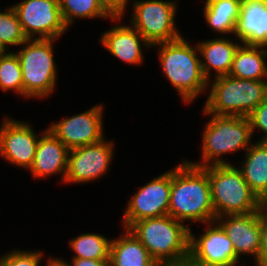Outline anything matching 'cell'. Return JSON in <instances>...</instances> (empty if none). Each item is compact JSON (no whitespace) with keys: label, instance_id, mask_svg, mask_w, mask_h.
I'll return each mask as SVG.
<instances>
[{"label":"cell","instance_id":"ba28073f","mask_svg":"<svg viewBox=\"0 0 267 266\" xmlns=\"http://www.w3.org/2000/svg\"><path fill=\"white\" fill-rule=\"evenodd\" d=\"M132 27L150 46L181 37L175 27L176 2L162 0L135 1Z\"/></svg>","mask_w":267,"mask_h":266},{"label":"cell","instance_id":"f1b7e54d","mask_svg":"<svg viewBox=\"0 0 267 266\" xmlns=\"http://www.w3.org/2000/svg\"><path fill=\"white\" fill-rule=\"evenodd\" d=\"M252 134L255 129H260L265 135L258 142L267 143V95L264 100L248 116Z\"/></svg>","mask_w":267,"mask_h":266},{"label":"cell","instance_id":"484cf974","mask_svg":"<svg viewBox=\"0 0 267 266\" xmlns=\"http://www.w3.org/2000/svg\"><path fill=\"white\" fill-rule=\"evenodd\" d=\"M0 89H13L24 97L21 65L15 52L5 53L0 57Z\"/></svg>","mask_w":267,"mask_h":266},{"label":"cell","instance_id":"277c9868","mask_svg":"<svg viewBox=\"0 0 267 266\" xmlns=\"http://www.w3.org/2000/svg\"><path fill=\"white\" fill-rule=\"evenodd\" d=\"M208 174L215 219L225 215L257 212L260 199L232 164L203 167Z\"/></svg>","mask_w":267,"mask_h":266},{"label":"cell","instance_id":"83f0119b","mask_svg":"<svg viewBox=\"0 0 267 266\" xmlns=\"http://www.w3.org/2000/svg\"><path fill=\"white\" fill-rule=\"evenodd\" d=\"M42 252L13 250L0 258V266H39Z\"/></svg>","mask_w":267,"mask_h":266},{"label":"cell","instance_id":"f546056e","mask_svg":"<svg viewBox=\"0 0 267 266\" xmlns=\"http://www.w3.org/2000/svg\"><path fill=\"white\" fill-rule=\"evenodd\" d=\"M257 216L260 224L261 238L259 257L255 264L257 266H267V212L260 206L257 210Z\"/></svg>","mask_w":267,"mask_h":266},{"label":"cell","instance_id":"4316f807","mask_svg":"<svg viewBox=\"0 0 267 266\" xmlns=\"http://www.w3.org/2000/svg\"><path fill=\"white\" fill-rule=\"evenodd\" d=\"M27 39L18 16L12 7L0 12V43L7 49V45H22Z\"/></svg>","mask_w":267,"mask_h":266},{"label":"cell","instance_id":"603a6c76","mask_svg":"<svg viewBox=\"0 0 267 266\" xmlns=\"http://www.w3.org/2000/svg\"><path fill=\"white\" fill-rule=\"evenodd\" d=\"M242 0H206L204 17L207 24L222 34L235 33Z\"/></svg>","mask_w":267,"mask_h":266},{"label":"cell","instance_id":"e0dca14e","mask_svg":"<svg viewBox=\"0 0 267 266\" xmlns=\"http://www.w3.org/2000/svg\"><path fill=\"white\" fill-rule=\"evenodd\" d=\"M235 35L247 45L267 47V0H242Z\"/></svg>","mask_w":267,"mask_h":266},{"label":"cell","instance_id":"836d02e7","mask_svg":"<svg viewBox=\"0 0 267 266\" xmlns=\"http://www.w3.org/2000/svg\"><path fill=\"white\" fill-rule=\"evenodd\" d=\"M46 266H70V264L66 263L64 260H60L58 258H49Z\"/></svg>","mask_w":267,"mask_h":266},{"label":"cell","instance_id":"9c48e42d","mask_svg":"<svg viewBox=\"0 0 267 266\" xmlns=\"http://www.w3.org/2000/svg\"><path fill=\"white\" fill-rule=\"evenodd\" d=\"M27 39H55L68 27L65 25L58 0H24L13 5Z\"/></svg>","mask_w":267,"mask_h":266},{"label":"cell","instance_id":"4dcf8cb0","mask_svg":"<svg viewBox=\"0 0 267 266\" xmlns=\"http://www.w3.org/2000/svg\"><path fill=\"white\" fill-rule=\"evenodd\" d=\"M105 5L115 14L122 15L126 11L125 8L127 6L128 0H102Z\"/></svg>","mask_w":267,"mask_h":266},{"label":"cell","instance_id":"7a4b0ae2","mask_svg":"<svg viewBox=\"0 0 267 266\" xmlns=\"http://www.w3.org/2000/svg\"><path fill=\"white\" fill-rule=\"evenodd\" d=\"M128 229L158 264L178 266L189 254L190 228L170 215L142 219Z\"/></svg>","mask_w":267,"mask_h":266},{"label":"cell","instance_id":"cb8c5ba5","mask_svg":"<svg viewBox=\"0 0 267 266\" xmlns=\"http://www.w3.org/2000/svg\"><path fill=\"white\" fill-rule=\"evenodd\" d=\"M63 21L67 27L73 18L110 17L114 22L122 15H115L102 0H58Z\"/></svg>","mask_w":267,"mask_h":266},{"label":"cell","instance_id":"ac0fdd59","mask_svg":"<svg viewBox=\"0 0 267 266\" xmlns=\"http://www.w3.org/2000/svg\"><path fill=\"white\" fill-rule=\"evenodd\" d=\"M100 42L113 56L132 65L143 62L141 44L147 49L151 47L136 29L124 25L104 32Z\"/></svg>","mask_w":267,"mask_h":266},{"label":"cell","instance_id":"5b68a950","mask_svg":"<svg viewBox=\"0 0 267 266\" xmlns=\"http://www.w3.org/2000/svg\"><path fill=\"white\" fill-rule=\"evenodd\" d=\"M203 113L248 117L267 95V80L214 77Z\"/></svg>","mask_w":267,"mask_h":266},{"label":"cell","instance_id":"e575fe53","mask_svg":"<svg viewBox=\"0 0 267 266\" xmlns=\"http://www.w3.org/2000/svg\"><path fill=\"white\" fill-rule=\"evenodd\" d=\"M260 206L267 212V194L260 200Z\"/></svg>","mask_w":267,"mask_h":266},{"label":"cell","instance_id":"8fae6325","mask_svg":"<svg viewBox=\"0 0 267 266\" xmlns=\"http://www.w3.org/2000/svg\"><path fill=\"white\" fill-rule=\"evenodd\" d=\"M113 158V142L104 138L95 144L69 151L65 182L85 183L108 171Z\"/></svg>","mask_w":267,"mask_h":266},{"label":"cell","instance_id":"44dd1931","mask_svg":"<svg viewBox=\"0 0 267 266\" xmlns=\"http://www.w3.org/2000/svg\"><path fill=\"white\" fill-rule=\"evenodd\" d=\"M266 58L267 47L243 43L235 53L229 75L240 79L264 80L267 78Z\"/></svg>","mask_w":267,"mask_h":266},{"label":"cell","instance_id":"52a82bcc","mask_svg":"<svg viewBox=\"0 0 267 266\" xmlns=\"http://www.w3.org/2000/svg\"><path fill=\"white\" fill-rule=\"evenodd\" d=\"M55 39H28L21 51L15 52L22 71L24 97H47L56 85V65L53 55ZM28 44V45H27Z\"/></svg>","mask_w":267,"mask_h":266},{"label":"cell","instance_id":"8992f818","mask_svg":"<svg viewBox=\"0 0 267 266\" xmlns=\"http://www.w3.org/2000/svg\"><path fill=\"white\" fill-rule=\"evenodd\" d=\"M206 124L202 137V162L189 164L196 167L229 164L220 157L229 152L248 149L252 134L248 117L215 115ZM211 162V163H210Z\"/></svg>","mask_w":267,"mask_h":266},{"label":"cell","instance_id":"6da1fadb","mask_svg":"<svg viewBox=\"0 0 267 266\" xmlns=\"http://www.w3.org/2000/svg\"><path fill=\"white\" fill-rule=\"evenodd\" d=\"M168 215L184 222H215V211L207 172L184 160L171 170Z\"/></svg>","mask_w":267,"mask_h":266},{"label":"cell","instance_id":"4fadbf2b","mask_svg":"<svg viewBox=\"0 0 267 266\" xmlns=\"http://www.w3.org/2000/svg\"><path fill=\"white\" fill-rule=\"evenodd\" d=\"M38 141L32 127L23 121L5 118L0 127V155L21 168L32 166Z\"/></svg>","mask_w":267,"mask_h":266},{"label":"cell","instance_id":"d6a6232c","mask_svg":"<svg viewBox=\"0 0 267 266\" xmlns=\"http://www.w3.org/2000/svg\"><path fill=\"white\" fill-rule=\"evenodd\" d=\"M178 266H223L220 264L207 263L194 258L190 253L181 261Z\"/></svg>","mask_w":267,"mask_h":266},{"label":"cell","instance_id":"5bb4252c","mask_svg":"<svg viewBox=\"0 0 267 266\" xmlns=\"http://www.w3.org/2000/svg\"><path fill=\"white\" fill-rule=\"evenodd\" d=\"M213 223H208V230H204L205 233L200 238H196L190 230L189 253L207 263L237 266L239 258L232 242L223 228L218 223L215 226Z\"/></svg>","mask_w":267,"mask_h":266},{"label":"cell","instance_id":"1f68e13d","mask_svg":"<svg viewBox=\"0 0 267 266\" xmlns=\"http://www.w3.org/2000/svg\"><path fill=\"white\" fill-rule=\"evenodd\" d=\"M70 266H109V260L73 259Z\"/></svg>","mask_w":267,"mask_h":266},{"label":"cell","instance_id":"3957f363","mask_svg":"<svg viewBox=\"0 0 267 266\" xmlns=\"http://www.w3.org/2000/svg\"><path fill=\"white\" fill-rule=\"evenodd\" d=\"M156 45L161 48L159 60L163 72L184 102H192L209 87L207 86L209 85L208 80L204 77L201 69L197 46L192 48L193 46L182 36L176 40Z\"/></svg>","mask_w":267,"mask_h":266},{"label":"cell","instance_id":"7402d4cb","mask_svg":"<svg viewBox=\"0 0 267 266\" xmlns=\"http://www.w3.org/2000/svg\"><path fill=\"white\" fill-rule=\"evenodd\" d=\"M241 172L251 190L261 200L267 194V143L256 142L245 150Z\"/></svg>","mask_w":267,"mask_h":266},{"label":"cell","instance_id":"2e32d148","mask_svg":"<svg viewBox=\"0 0 267 266\" xmlns=\"http://www.w3.org/2000/svg\"><path fill=\"white\" fill-rule=\"evenodd\" d=\"M34 161L29 170L33 177L62 174L65 181L68 165L69 149L50 131L49 128L40 136Z\"/></svg>","mask_w":267,"mask_h":266},{"label":"cell","instance_id":"d4e9b609","mask_svg":"<svg viewBox=\"0 0 267 266\" xmlns=\"http://www.w3.org/2000/svg\"><path fill=\"white\" fill-rule=\"evenodd\" d=\"M110 242L102 235L86 233L71 239L69 243L75 253L73 259L109 260Z\"/></svg>","mask_w":267,"mask_h":266},{"label":"cell","instance_id":"ffe728a7","mask_svg":"<svg viewBox=\"0 0 267 266\" xmlns=\"http://www.w3.org/2000/svg\"><path fill=\"white\" fill-rule=\"evenodd\" d=\"M125 230L126 234L110 242L109 266H157L136 236L128 228Z\"/></svg>","mask_w":267,"mask_h":266},{"label":"cell","instance_id":"7c38bea8","mask_svg":"<svg viewBox=\"0 0 267 266\" xmlns=\"http://www.w3.org/2000/svg\"><path fill=\"white\" fill-rule=\"evenodd\" d=\"M102 105L52 124L50 131L69 149L100 142L103 136Z\"/></svg>","mask_w":267,"mask_h":266},{"label":"cell","instance_id":"d590c367","mask_svg":"<svg viewBox=\"0 0 267 266\" xmlns=\"http://www.w3.org/2000/svg\"><path fill=\"white\" fill-rule=\"evenodd\" d=\"M6 49L1 43H0V57L3 56L5 54V52H7Z\"/></svg>","mask_w":267,"mask_h":266},{"label":"cell","instance_id":"d6986e66","mask_svg":"<svg viewBox=\"0 0 267 266\" xmlns=\"http://www.w3.org/2000/svg\"><path fill=\"white\" fill-rule=\"evenodd\" d=\"M240 44L226 38H215L209 41L199 42L198 50L205 62L201 60V69L204 77L210 83V70L216 71L215 77L229 75L235 53Z\"/></svg>","mask_w":267,"mask_h":266},{"label":"cell","instance_id":"9a60e30c","mask_svg":"<svg viewBox=\"0 0 267 266\" xmlns=\"http://www.w3.org/2000/svg\"><path fill=\"white\" fill-rule=\"evenodd\" d=\"M216 223L226 232L239 259L242 254L255 256V261L258 259L261 230L257 212L217 217Z\"/></svg>","mask_w":267,"mask_h":266},{"label":"cell","instance_id":"30bf717a","mask_svg":"<svg viewBox=\"0 0 267 266\" xmlns=\"http://www.w3.org/2000/svg\"><path fill=\"white\" fill-rule=\"evenodd\" d=\"M170 193L171 170L139 188L124 211V229L142 219L168 215Z\"/></svg>","mask_w":267,"mask_h":266}]
</instances>
